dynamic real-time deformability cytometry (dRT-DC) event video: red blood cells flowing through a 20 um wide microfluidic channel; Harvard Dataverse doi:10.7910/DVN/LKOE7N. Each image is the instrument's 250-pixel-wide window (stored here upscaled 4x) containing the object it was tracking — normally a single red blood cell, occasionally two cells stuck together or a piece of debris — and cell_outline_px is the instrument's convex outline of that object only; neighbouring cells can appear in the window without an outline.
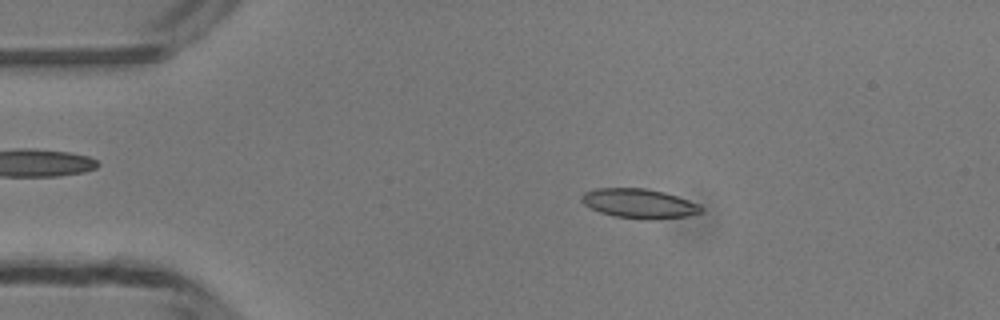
{"species": "common noctule bat (a hibernating species)", "species_latin": "Nyctalus noctula", "temperature_condition": "room temperature", "stored_images_in_passage": 49, "camera_frame_rate_fps": 3000, "um_per_image_px": 0.085, "animal": {"sex": "male", "body_mass_g": 13.3}, "frame": {"image": 1, "passage_image": 9, "time_ms": 2.667, "image_size_px": [1000, 320], "cell_outline_px": [[704, 208], [700, 212], [688, 216], [652, 220], [648, 220], [612, 216], [600, 212], [584, 204], [580, 200], [580, 196], [584, 192], [596, 188], [648, 188], [664, 192], [688, 200]], "centroid_in_image_um": [54.29, 17.3], "position_along_channel_um": 30.7, "area_um2": 20.58}}
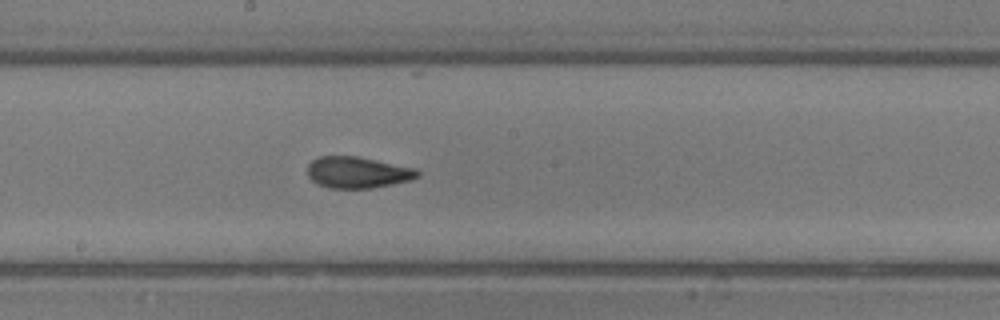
{"frame": {"image": 2, "passage_image": 26, "time_ms": 8.333, "image_size_px": [1000, 320], "cell_outline_px": [[420, 176], [412, 180], [372, 188], [328, 188], [316, 184], [308, 176], [308, 164], [312, 160], [320, 156], [356, 156], [416, 168], [420, 172]], "centroid_in_image_um": [30.4, 14.66], "position_along_channel_um": 217.8, "area_um2": 20.23}}
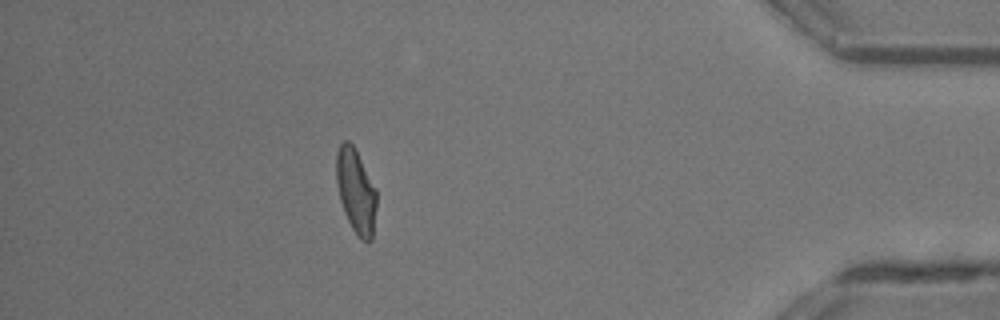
{"frame": {"image": 3, "passage_image": 43, "time_ms": 14.0, "image_size_px": [1000, 320], "cell_outline_px": [[376, 208], [372, 240], [368, 244], [360, 240], [352, 228], [344, 212], [340, 200], [336, 180], [336, 152], [340, 144], [344, 140], [348, 140], [356, 148], [376, 188]], "centroid_in_image_um": [30.26, 16.24], "position_along_channel_um": 404.9, "area_um2": 20.11}, "authors_computed_cell_mechanics": {"area_um2": 20.0566, "velocity_mm_per_s": 4.1989, "shape_relaxation_time_tau1_ms": 6.4062, "shape_relaxation_time_tau2_ms": 1.2985, "deformation_change_tau1": 0.1828, "deformation_change_tau2": 0.0748}}